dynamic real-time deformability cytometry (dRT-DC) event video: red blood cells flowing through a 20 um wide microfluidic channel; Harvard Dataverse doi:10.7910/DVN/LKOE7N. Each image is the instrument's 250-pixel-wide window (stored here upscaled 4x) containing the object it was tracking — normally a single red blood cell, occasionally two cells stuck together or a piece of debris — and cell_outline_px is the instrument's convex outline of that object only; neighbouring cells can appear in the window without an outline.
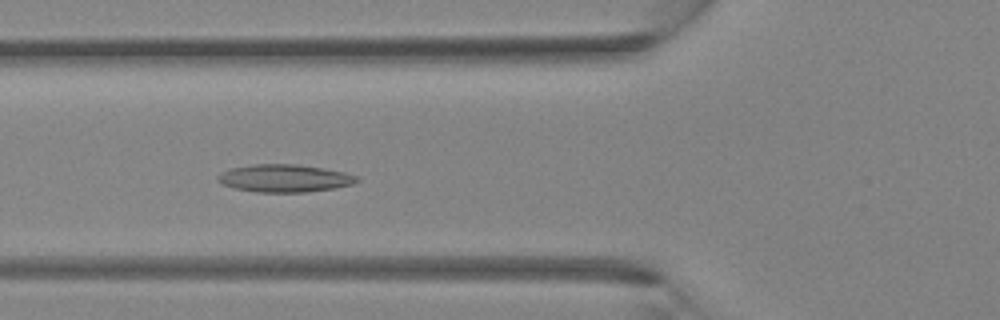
{"species": "Egyptian fruit bat (a non-hibernating species)", "species_latin": "Rousettus aegyptiacus", "temperature_condition": "room temperature", "stored_images_in_passage": 40, "camera_frame_rate_fps": 3000, "um_per_image_px": 0.085, "animal": {"sex": "female"}, "frame": {"image": 1, "passage_image": 14, "time_ms": 4.333, "image_size_px": [1000, 320], "cell_outline_px": [[360, 180], [352, 184], [336, 188], [304, 192], [256, 192], [236, 188], [224, 184], [216, 180], [216, 176], [220, 172], [232, 168], [256, 164], [296, 164], [324, 168], [344, 172], [356, 176]], "centroid_in_image_um": [24.18, 15.15], "position_along_channel_um": 101.6, "area_um2": 22.31}}
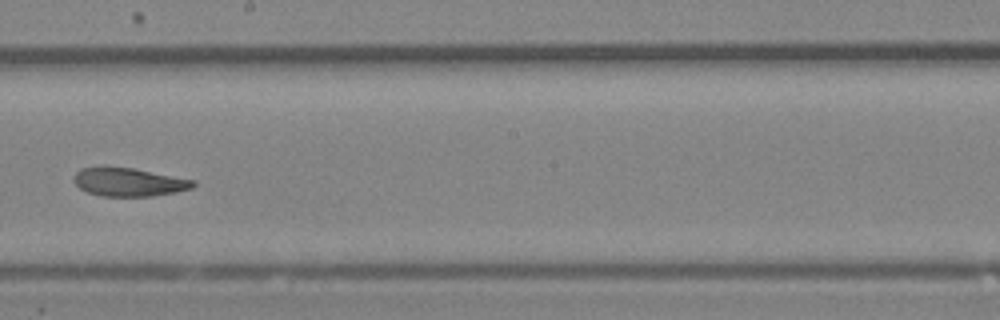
{"frame": {"image": 2, "passage_image": 22, "time_ms": 7.0, "image_size_px": [1000, 320], "cell_outline_px": [[196, 184], [192, 188], [176, 192], [152, 196], [100, 196], [88, 192], [80, 188], [72, 180], [76, 172], [80, 168], [104, 164], [132, 168], [196, 180]], "centroid_in_image_um": [10.9, 15.44], "position_along_channel_um": 237.3, "area_um2": 20.23}}
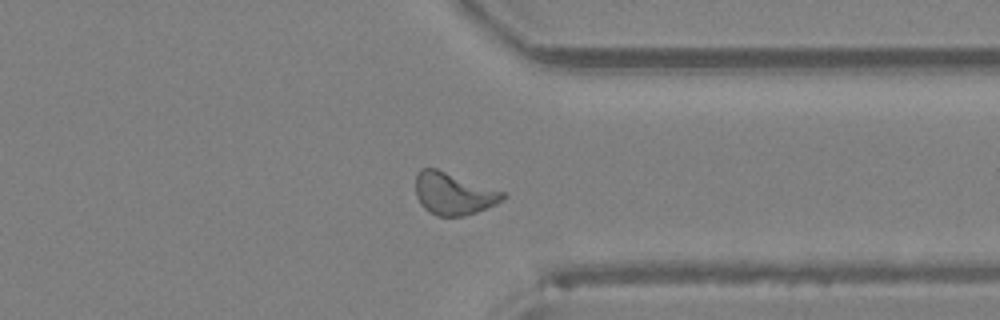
{"frame": {"image": 3, "passage_image": 30, "time_ms": 9.667, "image_size_px": [1000, 320], "cell_outline_px": [[508, 196], [496, 204], [476, 212], [464, 216], [436, 216], [428, 212], [420, 204], [416, 196], [416, 176], [420, 168], [436, 168], [508, 192]], "centroid_in_image_um": [38.58, 16.46], "position_along_channel_um": 372.8, "area_um2": 21.79}}